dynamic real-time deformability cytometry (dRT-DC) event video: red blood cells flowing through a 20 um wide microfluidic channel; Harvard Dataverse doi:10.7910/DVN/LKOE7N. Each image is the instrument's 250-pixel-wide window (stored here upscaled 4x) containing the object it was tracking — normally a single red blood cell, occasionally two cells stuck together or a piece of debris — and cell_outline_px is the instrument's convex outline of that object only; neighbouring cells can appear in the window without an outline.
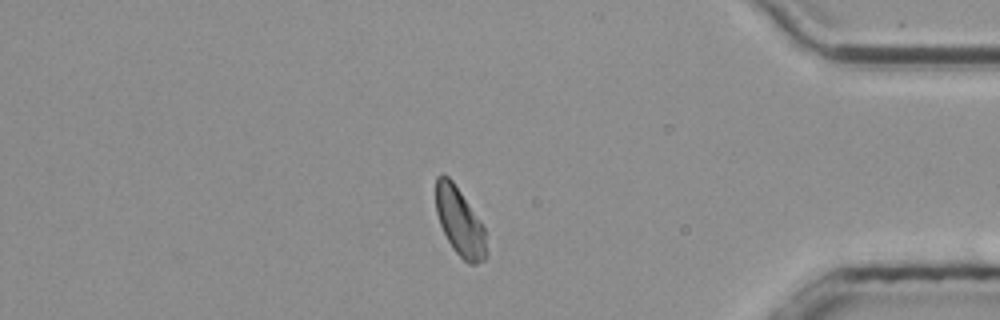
{"species": "common noctule bat (a hibernating species)", "species_latin": "Nyctalus noctula", "temperature_condition": "room temperature", "stored_images_in_passage": 35, "segment_of_instrument_passage": [2, 2], "camera_frame_rate_fps": 3000, "um_per_image_px": 0.085, "animal": {"sex": "male", "body_mass_g": 20.4}, "frame": {"image": 1, "passage_image": 35, "time_ms": 11.333, "image_size_px": [1000, 320], "cell_outline_px": [[488, 252], [484, 260], [476, 264], [468, 264], [452, 248], [440, 224], [436, 212], [436, 176], [440, 172], [444, 172], [452, 180], [484, 228]], "centroid_in_image_um": [39.07, 18.86], "position_along_channel_um": 396.1, "area_um2": 19.88}}